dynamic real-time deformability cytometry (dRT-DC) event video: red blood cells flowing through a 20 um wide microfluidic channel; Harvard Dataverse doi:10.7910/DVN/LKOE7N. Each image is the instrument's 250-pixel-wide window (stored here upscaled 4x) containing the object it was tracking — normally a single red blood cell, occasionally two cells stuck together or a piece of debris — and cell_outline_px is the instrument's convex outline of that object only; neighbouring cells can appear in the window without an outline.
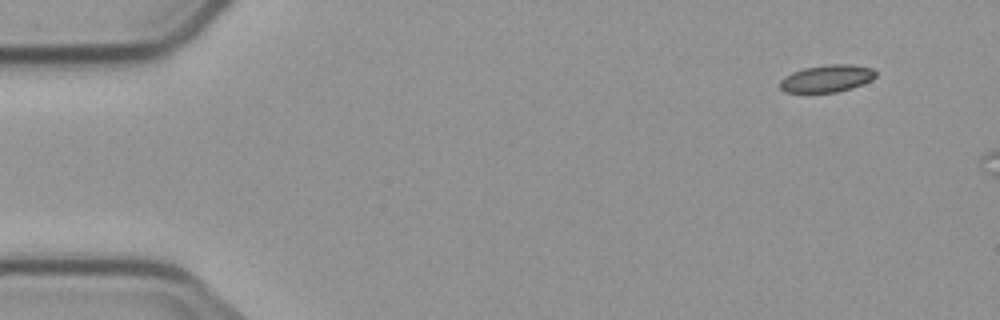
{"species": "common noctule bat (a hibernating species)", "species_latin": "Nyctalus noctula", "temperature_condition": "cold", "stored_images_in_passage": 3, "camera_frame_rate_fps": 3000, "um_per_image_px": 0.085, "animal": {"sex": "male", "body_mass_g": 23.1, "forearm_length_mm": 52.7}, "frame": {"image": 1, "passage_image": 1, "time_ms": 0.0, "image_size_px": [1000, 320], "cell_outline_px": [[876, 76], [872, 80], [864, 84], [852, 88], [836, 92], [784, 92], [780, 88], [780, 80], [784, 76], [792, 72], [804, 68], [828, 64], [852, 64], [872, 68], [876, 72]], "centroid_in_image_um": [70.3, 6.66], "position_along_channel_um": 14.7, "area_um2": 15.32}}